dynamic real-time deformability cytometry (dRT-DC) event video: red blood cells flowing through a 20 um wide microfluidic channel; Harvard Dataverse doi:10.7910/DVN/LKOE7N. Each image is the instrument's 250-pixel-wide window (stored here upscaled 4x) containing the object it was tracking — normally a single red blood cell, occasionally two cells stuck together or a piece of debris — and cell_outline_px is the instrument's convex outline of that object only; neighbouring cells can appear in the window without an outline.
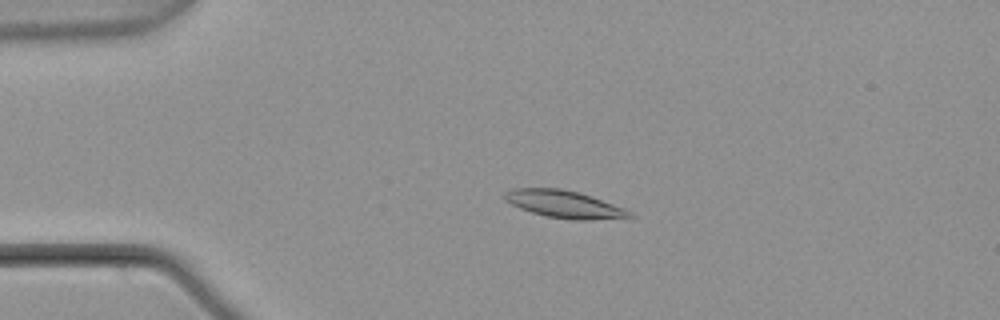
{"species": "common noctule bat (a hibernating species)", "species_latin": "Nyctalus noctula", "temperature_condition": "warm", "stored_images_in_passage": 55, "camera_frame_rate_fps": 3000, "um_per_image_px": 0.085, "animal": {"sex": "male", "body_mass_g": 21.5, "forearm_length_mm": 52.0}, "frame": {"image": 1, "passage_image": 13, "time_ms": 4.0, "image_size_px": [1000, 320], "cell_outline_px": [[636, 216], [632, 220], [572, 220], [548, 216], [532, 212], [520, 208], [504, 200], [504, 192], [512, 188], [560, 188], [580, 192], [592, 196], [624, 208], [632, 212]], "centroid_in_image_um": [48.1, 17.38], "position_along_channel_um": 36.9, "area_um2": 20.52}}
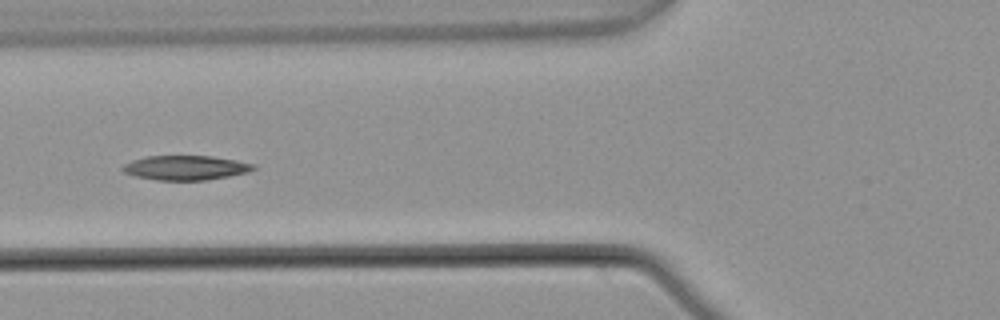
{"frame": {"image": 2, "passage_image": 22, "time_ms": 7.0, "image_size_px": [1000, 320], "cell_outline_px": [[256, 168], [248, 172], [208, 180], [156, 180], [136, 176], [124, 172], [120, 168], [124, 164], [132, 160], [148, 156], [212, 156], [236, 160], [256, 164]], "centroid_in_image_um": [15.79, 14.25], "position_along_channel_um": 110.0, "area_um2": 18.67}}
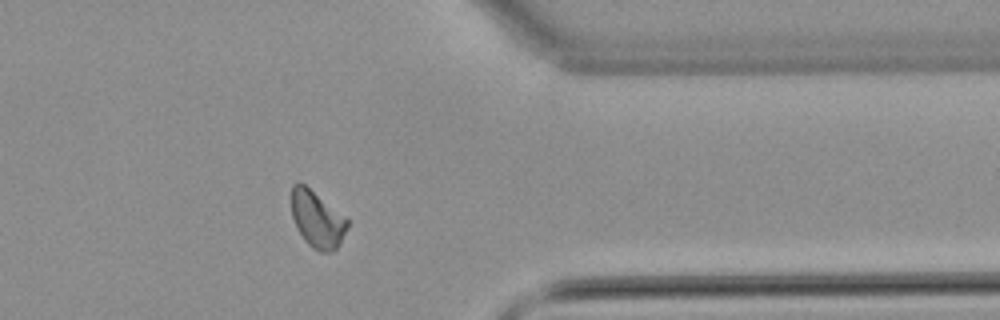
{"frame": {"image": 3, "passage_image": 45, "time_ms": 14.667, "image_size_px": [1000, 320], "cell_outline_px": [[348, 224], [336, 248], [332, 252], [320, 252], [312, 248], [304, 240], [296, 228], [292, 216], [292, 184], [296, 180], [300, 180], [344, 216], [348, 220]], "centroid_in_image_um": [26.91, 18.61], "position_along_channel_um": 384.5, "area_um2": 18.32}, "authors_computed_cell_mechanics": {"area_um2": 18.785, "velocity_mm_per_s": 3.7375, "shape_relaxation_time_tau1_ms": 10.9524, "shape_relaxation_time_tau2_ms": 8.9819, "deformation_change_tau1": 0.1877, "deformation_change_tau2": 0.1346}}